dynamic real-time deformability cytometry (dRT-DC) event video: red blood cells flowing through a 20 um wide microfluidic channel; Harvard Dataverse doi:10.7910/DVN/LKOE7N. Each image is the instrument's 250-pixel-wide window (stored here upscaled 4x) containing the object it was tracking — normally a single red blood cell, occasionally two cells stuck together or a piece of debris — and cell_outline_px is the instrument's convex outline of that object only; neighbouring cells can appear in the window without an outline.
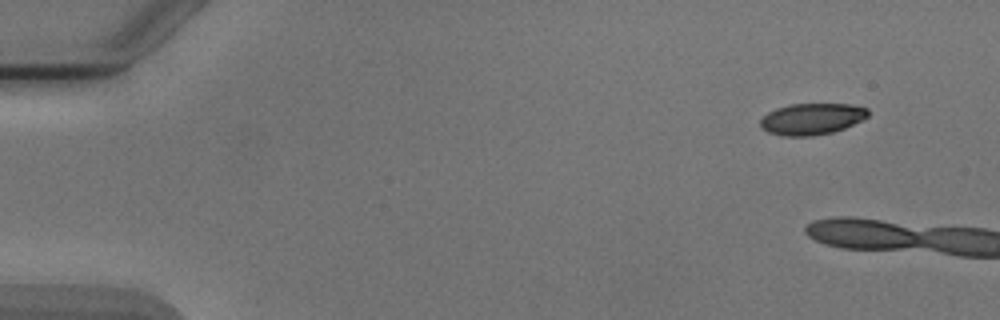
{"species": "Egyptian fruit bat (a non-hibernating species)", "species_latin": "Rousettus aegyptiacus", "temperature_condition": "cold", "stored_images_in_passage": 2, "camera_frame_rate_fps": 3000, "um_per_image_px": 0.085, "animal": {"sex": "male"}, "frame": {"image": 1, "passage_image": 1, "time_ms": 0.0, "image_size_px": [1000, 320], "cell_outline_px": [[868, 116], [844, 128], [832, 132], [812, 136], [780, 136], [768, 132], [760, 128], [760, 120], [768, 112], [776, 108], [788, 104], [852, 104], [868, 108]], "centroid_in_image_um": [68.96, 10.11], "position_along_channel_um": 16.0, "area_um2": 19.77}}